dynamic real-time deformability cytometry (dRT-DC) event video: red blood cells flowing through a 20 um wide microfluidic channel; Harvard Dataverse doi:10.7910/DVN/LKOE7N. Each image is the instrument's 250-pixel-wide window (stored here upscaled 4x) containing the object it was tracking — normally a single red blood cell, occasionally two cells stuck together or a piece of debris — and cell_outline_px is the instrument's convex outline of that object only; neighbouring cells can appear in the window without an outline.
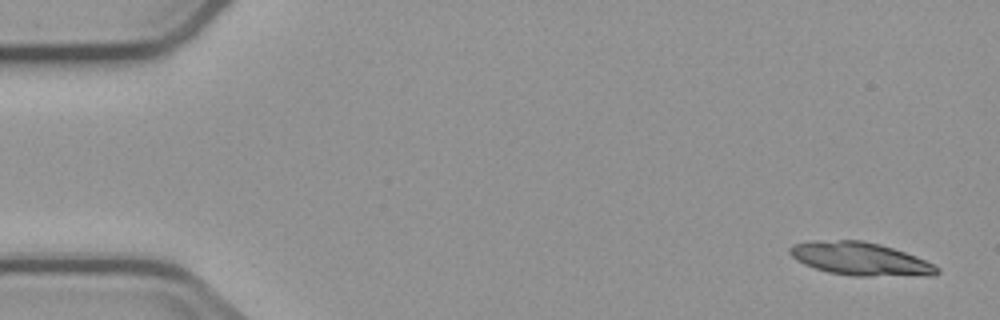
{"species": "common noctule bat (a hibernating species)", "species_latin": "Nyctalus noctula", "temperature_condition": "cold", "stored_images_in_passage": 5, "camera_frame_rate_fps": 3000, "um_per_image_px": 0.085, "animal": {"sex": "male", "body_mass_g": 23.1, "forearm_length_mm": 52.7}, "frame": {"image": 1, "passage_image": 1, "time_ms": 0.0, "image_size_px": [1000, 320], "cell_outline_px": [[940, 272], [932, 276], [852, 276], [828, 272], [804, 264], [796, 260], [788, 252], [788, 248], [792, 244], [808, 240], [864, 240], [880, 244], [916, 256], [940, 268]], "centroid_in_image_um": [73.1, 22.0], "position_along_channel_um": 11.9, "area_um2": 28.67}}